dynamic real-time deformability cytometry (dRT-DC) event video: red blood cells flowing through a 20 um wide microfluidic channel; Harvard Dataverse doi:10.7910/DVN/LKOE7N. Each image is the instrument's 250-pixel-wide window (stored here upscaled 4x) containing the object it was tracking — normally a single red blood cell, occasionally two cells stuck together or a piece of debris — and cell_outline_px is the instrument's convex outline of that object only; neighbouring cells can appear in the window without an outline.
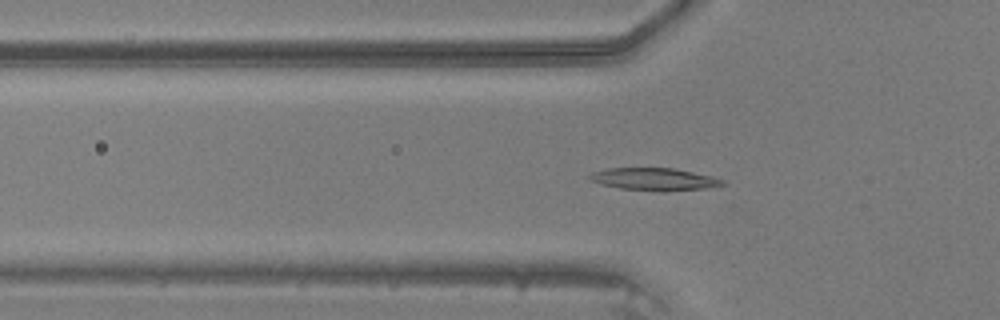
{"species": "common noctule bat (a hibernating species)", "species_latin": "Nyctalus noctula", "temperature_condition": "warm", "stored_images_in_passage": 47, "camera_frame_rate_fps": 3000, "um_per_image_px": 0.085, "animal": {"sex": "male", "body_mass_g": 20.5, "forearm_length_mm": 52.5}, "frame": {"image": 1, "passage_image": 16, "time_ms": 5.0, "image_size_px": [1000, 320], "cell_outline_px": [[724, 184], [704, 188], [664, 192], [660, 192], [620, 188], [600, 184], [592, 180], [588, 176], [592, 172], [608, 168], [672, 168], [712, 176], [724, 180]], "centroid_in_image_um": [55.59, 15.24], "position_along_channel_um": 70.2, "area_um2": 17.28}}
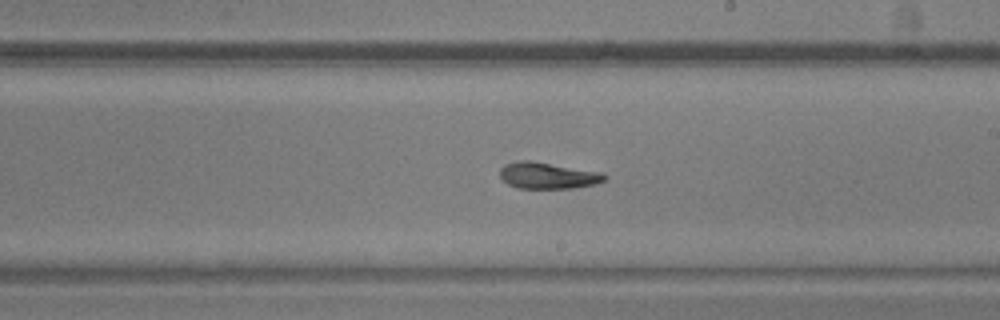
{"frame": {"image": 2, "passage_image": 28, "time_ms": 9.0, "image_size_px": [1000, 320], "cell_outline_px": [[608, 176], [604, 180], [596, 184], [572, 188], [516, 188], [508, 184], [500, 176], [500, 168], [504, 164], [524, 160], [528, 160], [600, 172]], "centroid_in_image_um": [46.54, 14.93], "position_along_channel_um": 242.5, "area_um2": 15.9}}
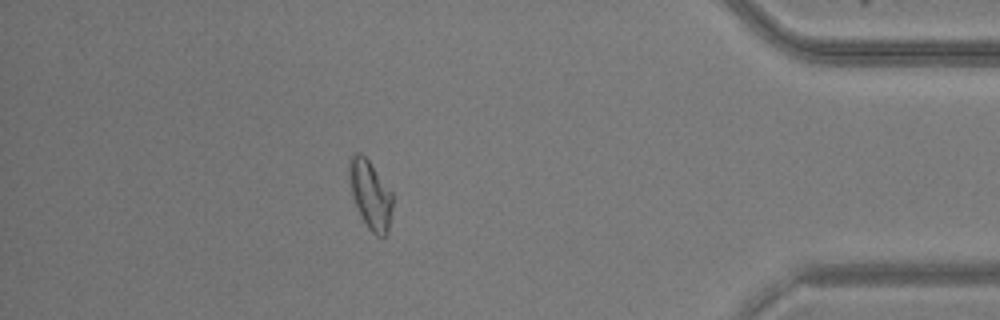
{"frame": {"image": 3, "passage_image": 42, "time_ms": 13.667, "image_size_px": [1000, 320], "cell_outline_px": [[392, 208], [388, 228], [384, 236], [376, 236], [368, 228], [352, 196], [348, 172], [348, 168], [352, 156], [356, 152], [360, 152], [368, 160], [392, 192]], "centroid_in_image_um": [31.48, 16.53], "position_along_channel_um": 403.7, "area_um2": 16.82}}